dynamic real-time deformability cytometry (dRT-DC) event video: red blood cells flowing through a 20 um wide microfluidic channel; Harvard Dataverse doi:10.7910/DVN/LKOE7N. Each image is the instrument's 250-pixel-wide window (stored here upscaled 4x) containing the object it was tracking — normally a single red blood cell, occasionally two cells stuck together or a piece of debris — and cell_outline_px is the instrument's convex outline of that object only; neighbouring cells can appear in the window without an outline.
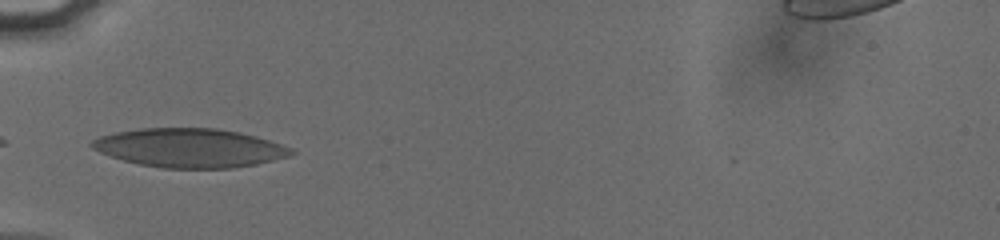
{"species": "human", "species_latin": "Homo sapiens", "temperature_condition": "cold", "stored_images_in_passage": 33, "camera_frame_rate_fps": 3000, "um_per_image_px": 0.085, "donor": {"sex": "male"}, "frame": {"image": 1, "passage_image": 1, "time_ms": 0.0, "image_size_px": [1000, 240], "cell_outline_px": [[296, 152], [288, 156], [256, 164], [232, 168], [164, 168], [140, 164], [124, 160], [100, 152], [92, 148], [88, 144], [92, 140], [100, 136], [116, 132], [140, 128], [216, 128], [240, 132], [256, 136], [292, 148]], "centroid_in_image_um": [16.11, 12.56], "position_along_channel_um": 68.9, "area_um2": 44.97}}
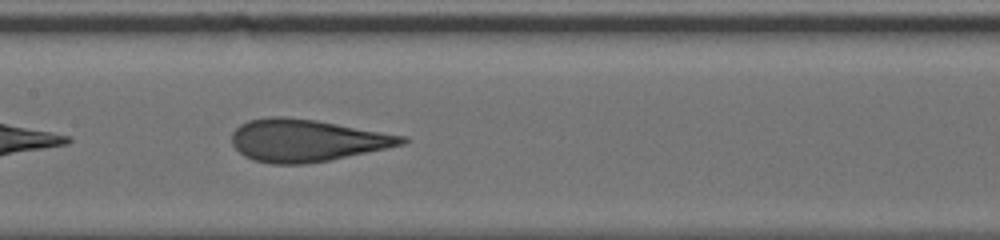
{"frame": {"image": 2, "passage_image": 10, "time_ms": 3.0, "image_size_px": [1000, 240], "cell_outline_px": [[408, 140], [404, 144], [388, 148], [328, 160], [304, 164], [272, 164], [252, 160], [244, 156], [232, 144], [232, 132], [240, 124], [248, 120], [268, 116], [284, 116], [316, 120], [408, 136]], "centroid_in_image_um": [26.05, 11.92], "position_along_channel_um": 181.3, "area_um2": 42.02}}
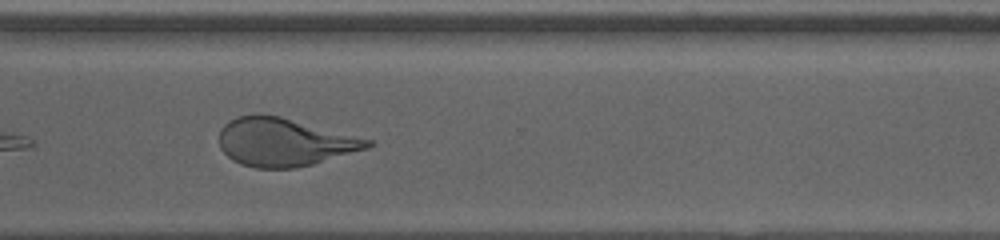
{"frame": {"image": 3, "passage_image": 23, "time_ms": 7.333, "image_size_px": [1000, 240], "cell_outline_px": [[376, 144], [368, 148], [312, 164], [296, 168], [256, 168], [240, 164], [232, 160], [220, 148], [220, 128], [228, 120], [240, 116], [260, 112], [280, 116], [372, 140]], "centroid_in_image_um": [24.13, 12.07], "position_along_channel_um": 346.5, "area_um2": 41.67}, "authors_computed_cell_mechanics": {"area_um2": 41.905, "velocity_mm_per_s": 3.8252, "shape_relaxation_time_tau1_ms": 9.6931, "shape_relaxation_time_tau2_ms": 0.8479, "deformation_change_tau1": 0.257, "deformation_change_tau2": 0.1038}}